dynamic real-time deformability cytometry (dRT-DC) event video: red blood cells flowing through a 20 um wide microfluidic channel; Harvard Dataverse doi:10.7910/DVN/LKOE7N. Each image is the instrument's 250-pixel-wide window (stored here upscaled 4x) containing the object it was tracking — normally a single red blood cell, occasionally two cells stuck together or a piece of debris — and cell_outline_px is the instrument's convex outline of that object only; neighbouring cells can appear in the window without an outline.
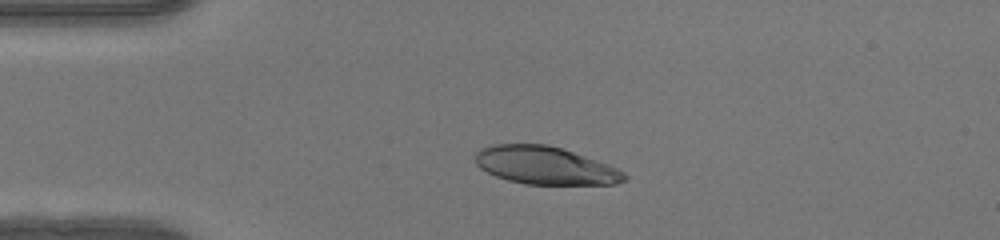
{"species": "human", "species_latin": "Homo sapiens", "temperature_condition": "warm", "stored_images_in_passage": 47, "camera_frame_rate_fps": 3000, "um_per_image_px": 0.085, "donor": {"sex": "female"}, "frame": {"image": 1, "passage_image": 9, "time_ms": 2.667, "image_size_px": [1000, 240], "cell_outline_px": [[628, 180], [616, 184], [524, 184], [508, 180], [496, 176], [480, 168], [476, 164], [476, 152], [480, 148], [496, 144], [548, 144], [608, 164], [624, 172], [628, 176]], "centroid_in_image_um": [46.35, 14.07], "position_along_channel_um": 38.7, "area_um2": 32.71}}
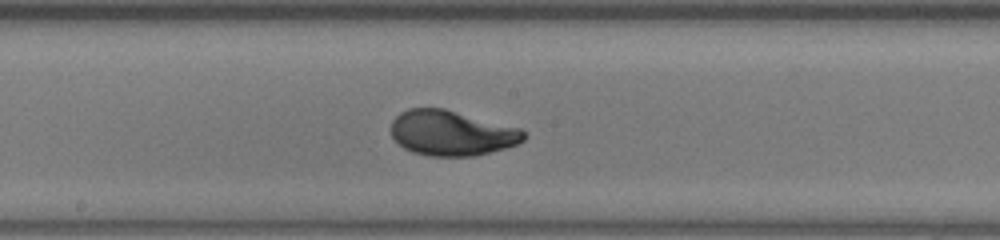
{"frame": {"image": 2, "passage_image": 24, "time_ms": 7.667, "image_size_px": [1000, 240], "cell_outline_px": [[524, 140], [516, 144], [504, 148], [476, 156], [428, 156], [412, 152], [404, 148], [392, 136], [392, 120], [400, 112], [408, 108], [444, 108], [520, 128], [524, 132]], "centroid_in_image_um": [38.36, 11.31], "position_along_channel_um": 209.8, "area_um2": 34.8}}
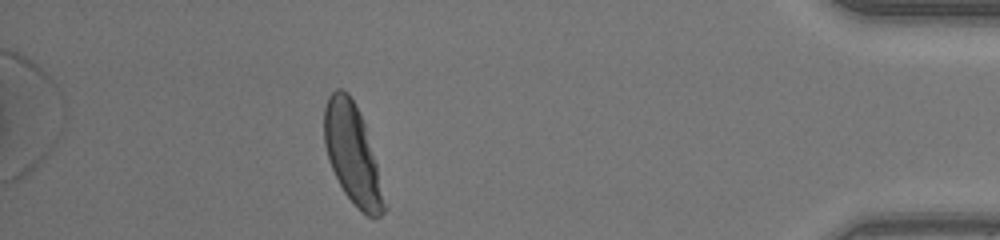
{"frame": {"image": 3, "passage_image": 42, "time_ms": 13.667, "image_size_px": [1000, 240], "cell_outline_px": [[388, 208], [380, 216], [368, 216], [344, 192], [328, 160], [324, 144], [324, 108], [328, 96], [336, 88], [340, 88], [348, 92], [364, 124], [376, 164]], "centroid_in_image_um": [29.94, 13.08], "position_along_channel_um": 405.3, "area_um2": 33.99}, "authors_computed_cell_mechanics": {"area_um2": 34.4488, "velocity_mm_per_s": 4.1087, "shape_relaxation_time_tau1_ms": 3.128, "shape_relaxation_time_tau2_ms": null, "deformation_change_tau1": 0.1923, "deformation_change_tau2": null}}